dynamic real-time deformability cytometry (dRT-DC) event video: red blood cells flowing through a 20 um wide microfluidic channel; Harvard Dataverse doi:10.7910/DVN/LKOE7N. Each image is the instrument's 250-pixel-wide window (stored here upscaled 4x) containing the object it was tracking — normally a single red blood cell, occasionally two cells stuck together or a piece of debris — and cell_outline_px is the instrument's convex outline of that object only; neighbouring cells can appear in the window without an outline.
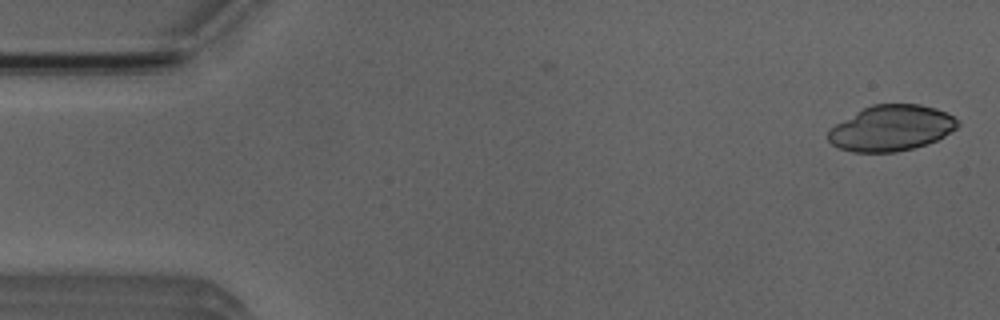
{"species": "Egyptian fruit bat (a non-hibernating species)", "species_latin": "Rousettus aegyptiacus", "temperature_condition": "room temperature", "stored_images_in_passage": 3, "camera_frame_rate_fps": 3000, "um_per_image_px": 0.085, "animal": {"sex": "male"}, "frame": {"image": 1, "passage_image": 1, "time_ms": 0.0, "image_size_px": [1000, 320], "cell_outline_px": [[960, 124], [956, 128], [944, 136], [936, 140], [912, 148], [896, 152], [852, 152], [836, 148], [828, 140], [828, 132], [836, 124], [856, 112], [872, 104], [920, 104], [936, 108], [948, 112], [960, 120]], "centroid_in_image_um": [75.78, 10.88], "position_along_channel_um": 9.2, "area_um2": 34.51}}